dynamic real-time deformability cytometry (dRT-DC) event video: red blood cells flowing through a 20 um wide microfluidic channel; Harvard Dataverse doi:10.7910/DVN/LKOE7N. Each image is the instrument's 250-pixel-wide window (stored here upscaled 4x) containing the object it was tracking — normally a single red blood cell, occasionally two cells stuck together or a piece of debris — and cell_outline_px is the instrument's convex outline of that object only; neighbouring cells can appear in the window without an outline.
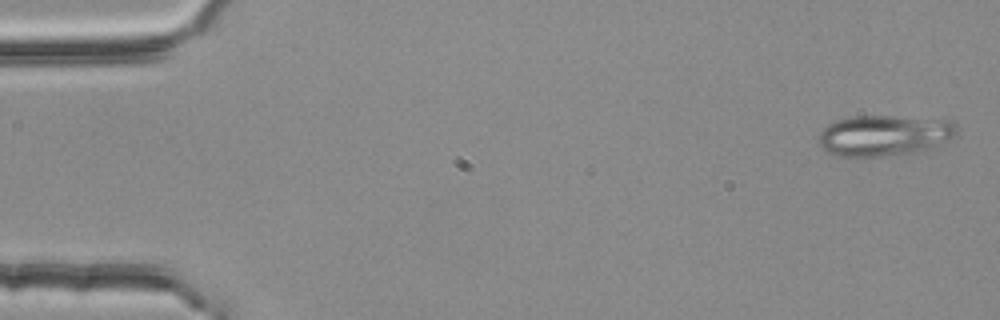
{"species": "common noctule bat (a hibernating species)", "species_latin": "Nyctalus noctula", "temperature_condition": "room temperature", "stored_images_in_passage": 4, "camera_frame_rate_fps": 3000, "um_per_image_px": 0.085, "animal": {"sex": "female", "body_mass_g": 25.1}, "frame": {"image": 1, "passage_image": 1, "time_ms": 0.0, "image_size_px": [1000, 320], "cell_outline_px": [[956, 136], [948, 140], [928, 148], [896, 156], [840, 156], [828, 152], [820, 144], [820, 132], [828, 124], [836, 120], [852, 116], [892, 116], [952, 120], [956, 124]], "centroid_in_image_um": [75.17, 11.5], "position_along_channel_um": 9.8, "area_um2": 32.66}}